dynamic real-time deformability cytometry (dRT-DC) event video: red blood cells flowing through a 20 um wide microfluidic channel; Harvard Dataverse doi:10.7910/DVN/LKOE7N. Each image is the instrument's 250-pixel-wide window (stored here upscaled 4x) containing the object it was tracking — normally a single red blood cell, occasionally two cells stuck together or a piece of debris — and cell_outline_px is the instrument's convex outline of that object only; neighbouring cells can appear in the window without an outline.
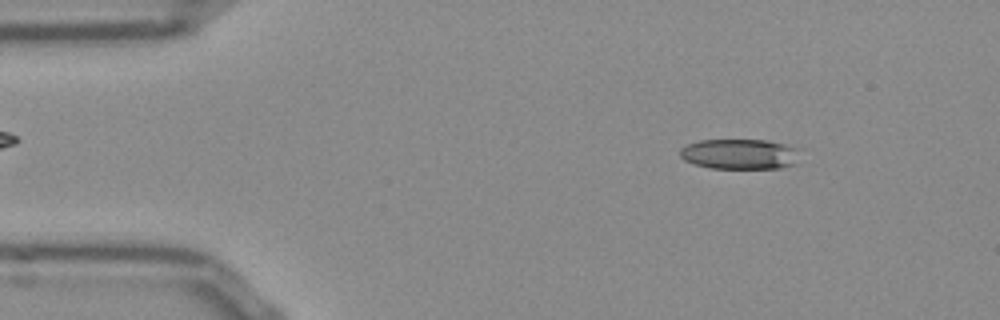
{"species": "Egyptian fruit bat (a non-hibernating species)", "species_latin": "Rousettus aegyptiacus", "temperature_condition": "room temperature", "stored_images_in_passage": 51, "camera_frame_rate_fps": 3000, "um_per_image_px": 0.085, "frame": {"image": 1, "passage_image": 6, "time_ms": 1.667, "image_size_px": [1000, 320], "cell_outline_px": [[804, 148], [796, 164], [780, 168], [708, 168], [692, 164], [684, 160], [680, 156], [680, 148], [688, 144], [700, 140], [764, 140]], "centroid_in_image_um": [62.94, 13.1], "position_along_channel_um": 22.1, "area_um2": 21.62}}
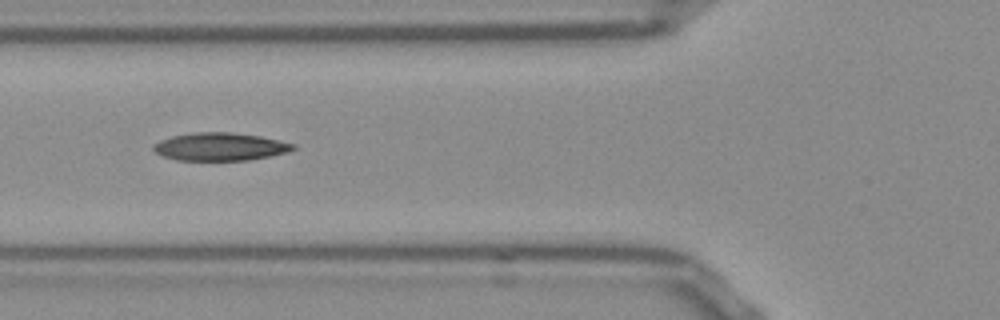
{"frame": {"image": 2, "passage_image": 18, "time_ms": 5.667, "image_size_px": [1000, 320], "cell_outline_px": [[296, 148], [288, 152], [248, 160], [176, 160], [160, 156], [152, 148], [152, 144], [160, 140], [172, 136], [196, 132], [232, 132], [260, 136], [296, 144]], "centroid_in_image_um": [18.68, 12.47], "position_along_channel_um": 107.1, "area_um2": 22.77}}
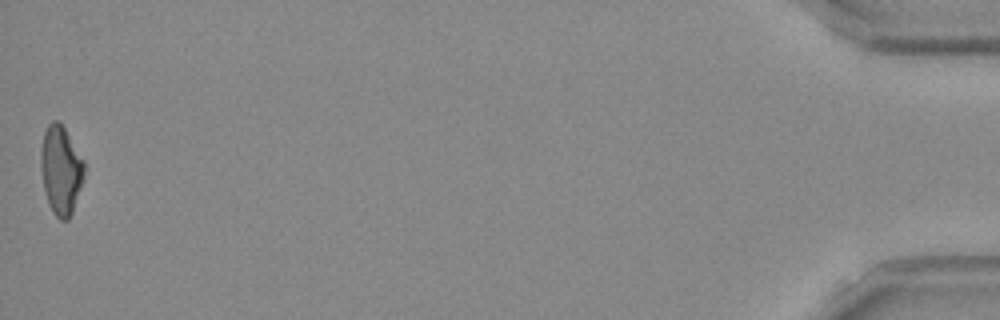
{"frame": {"image": 3, "passage_image": 51, "time_ms": 16.667, "image_size_px": [1000, 320], "cell_outline_px": [[84, 176], [72, 212], [68, 220], [60, 220], [52, 212], [44, 188], [40, 164], [40, 152], [44, 132], [48, 124], [52, 120], [60, 120], [84, 160]], "centroid_in_image_um": [5.17, 14.41], "position_along_channel_um": 430.0, "area_um2": 22.37}, "authors_computed_cell_mechanics": {"area_um2": 22.4842, "velocity_mm_per_s": 3.8627, "shape_relaxation_time_tau1_ms": null, "shape_relaxation_time_tau2_ms": 3.7964, "deformation_change_tau1": null, "deformation_change_tau2": 0.1073}}